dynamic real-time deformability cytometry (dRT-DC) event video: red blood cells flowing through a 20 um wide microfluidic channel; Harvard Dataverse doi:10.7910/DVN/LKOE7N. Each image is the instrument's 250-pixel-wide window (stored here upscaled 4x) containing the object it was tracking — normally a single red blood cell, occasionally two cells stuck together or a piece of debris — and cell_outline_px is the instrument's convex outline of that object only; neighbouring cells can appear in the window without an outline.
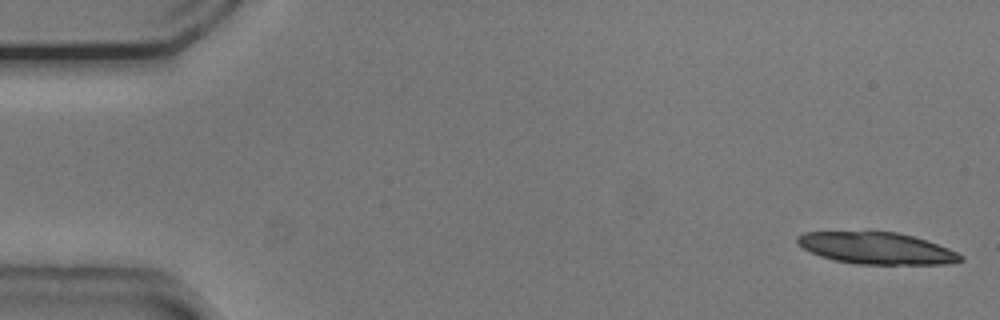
{"species": "common noctule bat (a hibernating species)", "species_latin": "Nyctalus noctula", "temperature_condition": "cold", "stored_images_in_passage": 23, "camera_frame_rate_fps": 3000, "um_per_image_px": 0.085, "animal": {"sex": "male", "body_mass_g": 20.5, "forearm_length_mm": 52.5}, "frame": {"image": 1, "passage_image": 1, "time_ms": 0.0, "image_size_px": [1000, 320], "cell_outline_px": [[964, 260], [948, 264], [856, 264], [836, 260], [820, 256], [804, 248], [796, 240], [796, 236], [804, 232], [896, 232], [912, 236], [948, 248], [964, 256]], "centroid_in_image_um": [74.53, 21.11], "position_along_channel_um": 10.5, "area_um2": 29.82}}
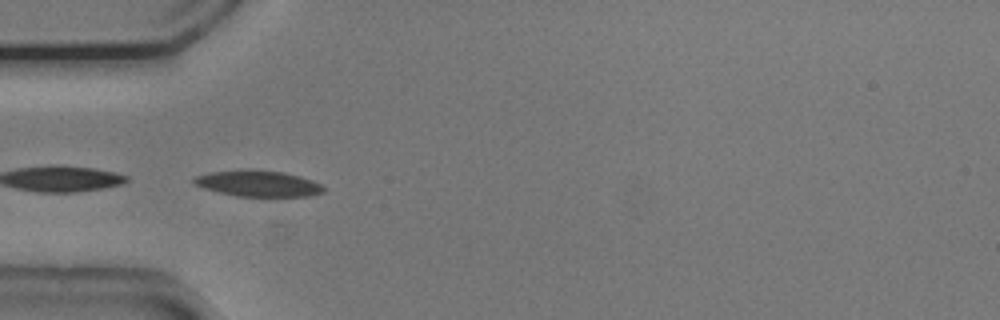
{"frame": {"image": 2, "passage_image": 16, "time_ms": 5.0, "image_size_px": [1000, 320], "cell_outline_px": [[324, 192], [308, 196], [236, 196], [204, 188], [192, 184], [192, 180], [196, 176], [208, 172], [240, 168], [252, 168], [284, 172], [300, 176], [312, 180], [320, 184], [324, 188]], "centroid_in_image_um": [21.89, 15.56], "position_along_channel_um": 63.1, "area_um2": 20.06}}